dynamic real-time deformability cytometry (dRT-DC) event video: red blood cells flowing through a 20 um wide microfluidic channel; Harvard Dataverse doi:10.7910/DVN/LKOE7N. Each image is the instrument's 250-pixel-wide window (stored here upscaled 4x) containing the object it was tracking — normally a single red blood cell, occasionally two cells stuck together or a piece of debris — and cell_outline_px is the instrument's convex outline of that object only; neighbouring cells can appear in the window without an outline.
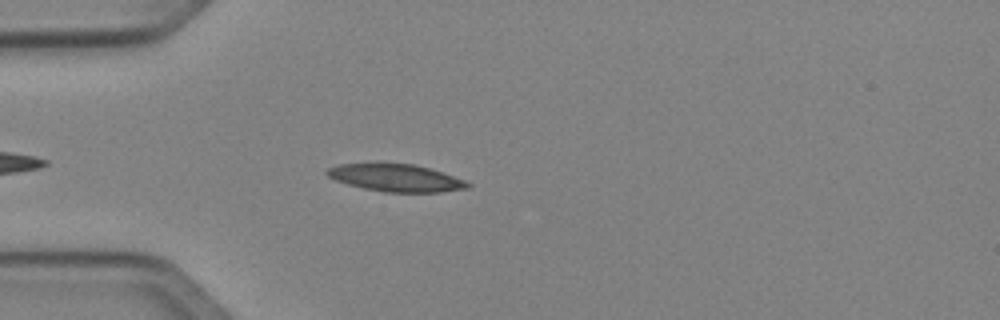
{"species": "Egyptian fruit bat (a non-hibernating species)", "species_latin": "Rousettus aegyptiacus", "temperature_condition": "cold", "stored_images_in_passage": 38, "camera_frame_rate_fps": 3000, "um_per_image_px": 0.085, "animal": {"sex": "female"}, "frame": {"image": 1, "passage_image": 5, "time_ms": 1.333, "image_size_px": [1000, 320], "cell_outline_px": [[472, 184], [468, 188], [440, 192], [384, 192], [364, 188], [348, 184], [336, 180], [328, 176], [324, 172], [328, 168], [340, 164], [376, 160], [380, 160], [412, 164], [432, 168], [464, 180]], "centroid_in_image_um": [33.6, 15.06], "position_along_channel_um": 51.4, "area_um2": 23.29}}
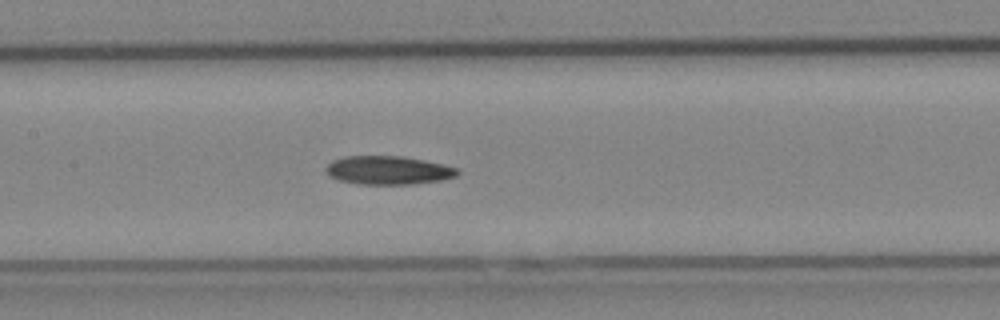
{"frame": {"image": 2, "passage_image": 15, "time_ms": 4.667, "image_size_px": [1000, 320], "cell_outline_px": [[460, 172], [456, 176], [440, 180], [412, 184], [356, 184], [340, 180], [332, 176], [324, 168], [332, 160], [344, 156], [404, 156], [424, 160], [460, 168]], "centroid_in_image_um": [33.02, 14.46], "position_along_channel_um": 174.4, "area_um2": 21.85}}
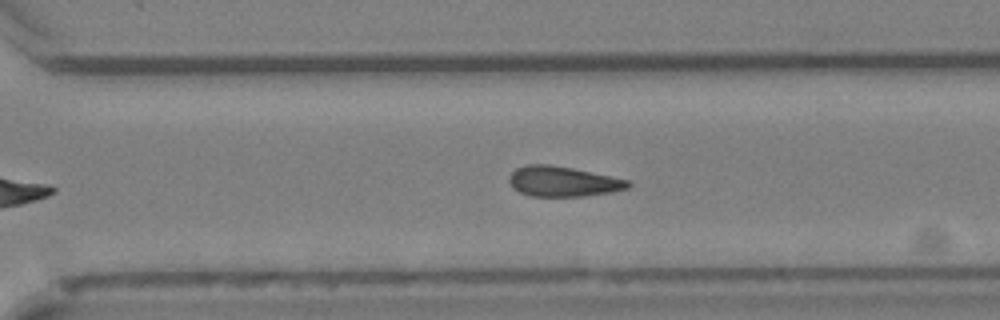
{"frame": {"image": 3, "passage_image": 26, "time_ms": 8.333, "image_size_px": [1000, 320], "cell_outline_px": [[632, 184], [628, 188], [612, 192], [584, 196], [532, 196], [520, 192], [512, 188], [508, 180], [508, 176], [516, 168], [528, 164], [548, 164], [572, 168], [628, 180]], "centroid_in_image_um": [47.82, 15.42], "position_along_channel_um": 322.8, "area_um2": 20.87}}